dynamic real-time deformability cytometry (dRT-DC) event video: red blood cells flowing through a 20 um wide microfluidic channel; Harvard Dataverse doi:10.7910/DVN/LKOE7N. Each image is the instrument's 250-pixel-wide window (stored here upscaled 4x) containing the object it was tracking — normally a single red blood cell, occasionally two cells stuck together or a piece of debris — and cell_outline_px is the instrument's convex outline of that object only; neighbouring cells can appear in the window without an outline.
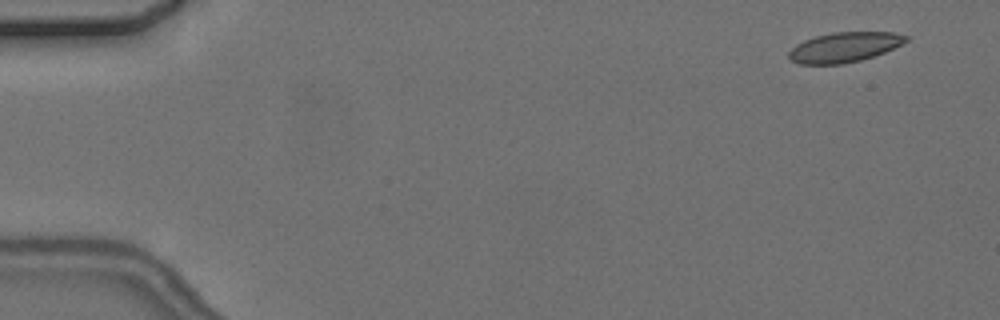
{"species": "common noctule bat (a hibernating species)", "species_latin": "Nyctalus noctula", "temperature_condition": "cold", "stored_images_in_passage": 6, "camera_frame_rate_fps": 3000, "um_per_image_px": 0.085, "animal": {"sex": "female", "body_mass_g": 24.6, "forearm_length_mm": 56.2}, "frame": {"image": 1, "passage_image": 1, "time_ms": 0.0, "image_size_px": [1000, 320], "cell_outline_px": [[908, 40], [884, 52], [860, 60], [844, 64], [800, 64], [792, 60], [788, 56], [788, 52], [796, 44], [804, 40], [816, 36], [832, 32], [892, 32], [908, 36]], "centroid_in_image_um": [71.74, 4.01], "position_along_channel_um": 13.3, "area_um2": 20.23}}
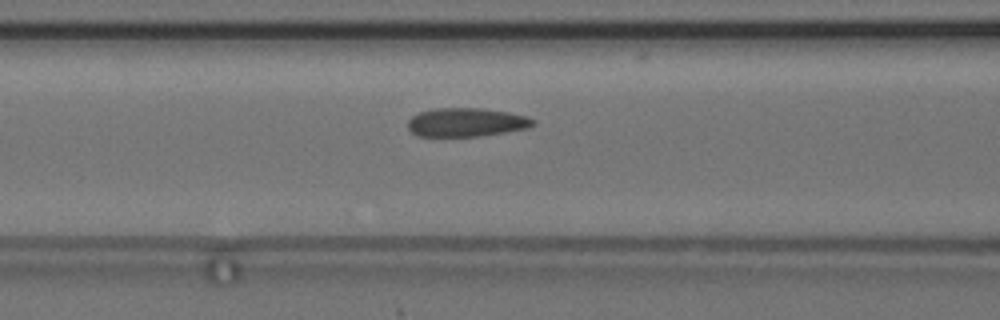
{"frame": {"image": 2, "passage_image": 6, "time_ms": 6.667, "image_size_px": [1000, 320], "cell_outline_px": [[536, 124], [528, 128], [480, 136], [416, 136], [408, 128], [408, 120], [412, 116], [420, 112], [436, 108], [480, 108], [508, 112], [528, 116], [536, 120]], "centroid_in_image_um": [39.66, 10.39], "position_along_channel_um": 126.9, "area_um2": 20.98}}